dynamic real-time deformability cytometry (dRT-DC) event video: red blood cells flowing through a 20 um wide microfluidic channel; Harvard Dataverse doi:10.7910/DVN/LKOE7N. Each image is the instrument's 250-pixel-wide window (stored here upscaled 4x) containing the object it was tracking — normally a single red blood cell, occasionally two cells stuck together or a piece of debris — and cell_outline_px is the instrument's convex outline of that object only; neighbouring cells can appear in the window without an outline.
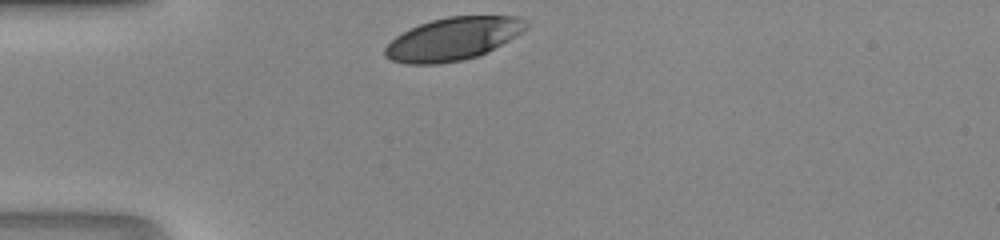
{"species": "human", "species_latin": "Homo sapiens", "temperature_condition": "room temperature", "stored_images_in_passage": 26, "camera_frame_rate_fps": 3000, "um_per_image_px": 0.085, "donor": {"sex": "male"}, "frame": {"image": 1, "passage_image": 1, "time_ms": 0.0, "image_size_px": [1000, 240], "cell_outline_px": [[528, 28], [508, 40], [480, 56], [464, 60], [436, 64], [404, 64], [392, 60], [384, 56], [384, 48], [396, 36], [420, 24], [432, 20], [448, 16], [520, 16], [528, 20]], "centroid_in_image_um": [38.53, 3.3], "position_along_channel_um": 46.5, "area_um2": 35.2}}
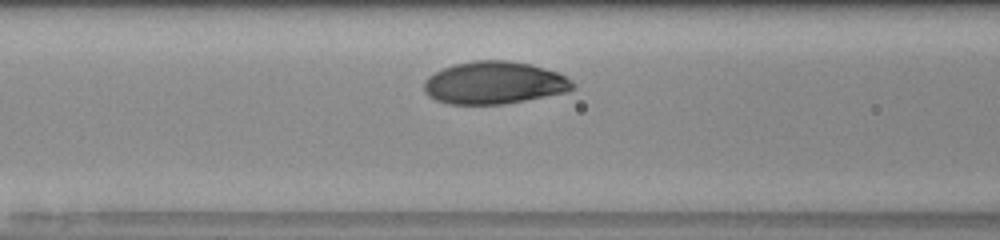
{"frame": {"image": 2, "passage_image": 8, "time_ms": 2.333, "image_size_px": [1000, 240], "cell_outline_px": [[576, 88], [568, 92], [504, 104], [448, 104], [436, 100], [428, 96], [424, 92], [424, 80], [428, 76], [444, 68], [456, 64], [472, 60], [508, 60], [532, 64], [560, 72], [568, 76], [576, 84]], "centroid_in_image_um": [42.07, 7.03], "position_along_channel_um": 124.5, "area_um2": 37.34}}
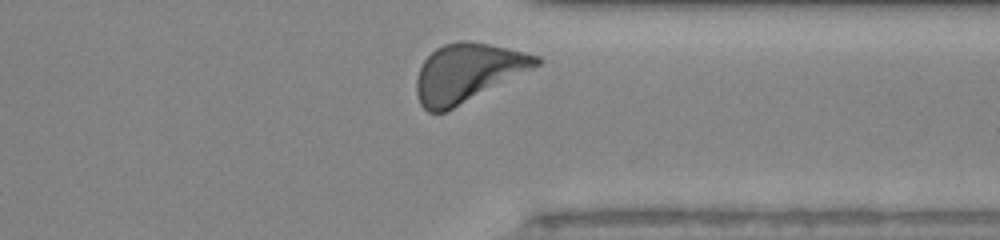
{"frame": {"image": 3, "passage_image": 25, "time_ms": 8.0, "image_size_px": [1000, 240], "cell_outline_px": [[544, 60], [540, 64], [444, 112], [428, 112], [420, 104], [416, 92], [416, 80], [420, 68], [424, 60], [436, 48], [444, 44], [460, 40], [468, 40], [488, 44], [540, 56]], "centroid_in_image_um": [39.7, 6.16], "position_along_channel_um": 371.7, "area_um2": 39.82}}